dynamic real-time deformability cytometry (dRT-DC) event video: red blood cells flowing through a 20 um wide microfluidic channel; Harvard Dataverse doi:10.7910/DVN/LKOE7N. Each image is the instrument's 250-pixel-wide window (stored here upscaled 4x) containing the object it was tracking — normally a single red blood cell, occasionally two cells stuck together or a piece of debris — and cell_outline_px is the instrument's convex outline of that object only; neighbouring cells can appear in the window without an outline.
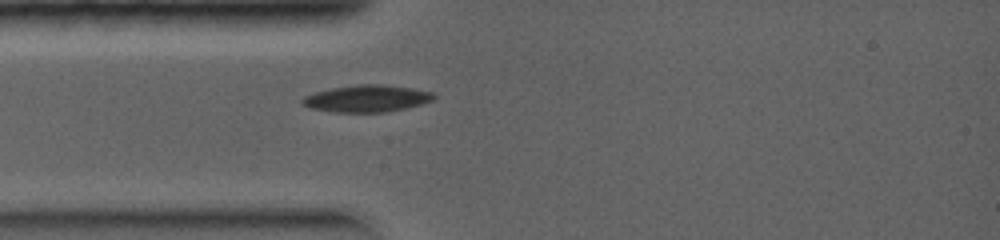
{"species": "common noctule bat (a hibernating species)", "species_latin": "Nyctalus noctula", "temperature_condition": "warm", "stored_images_in_passage": 3, "camera_frame_rate_fps": 5000, "um_per_image_px": 0.085, "animal": {"sex": "female", "body_mass_g": 19.0, "forearm_length_mm": 56.7}, "frame": {"image": 1, "passage_image": 3, "time_ms": 2.0, "image_size_px": [1000, 240], "cell_outline_px": [[436, 96], [432, 100], [420, 104], [388, 112], [332, 112], [312, 108], [300, 104], [300, 100], [304, 96], [316, 92], [332, 88], [356, 84], [380, 84], [408, 88], [432, 92]], "centroid_in_image_um": [31.12, 8.38], "position_along_channel_um": 53.9, "area_um2": 20.46}}